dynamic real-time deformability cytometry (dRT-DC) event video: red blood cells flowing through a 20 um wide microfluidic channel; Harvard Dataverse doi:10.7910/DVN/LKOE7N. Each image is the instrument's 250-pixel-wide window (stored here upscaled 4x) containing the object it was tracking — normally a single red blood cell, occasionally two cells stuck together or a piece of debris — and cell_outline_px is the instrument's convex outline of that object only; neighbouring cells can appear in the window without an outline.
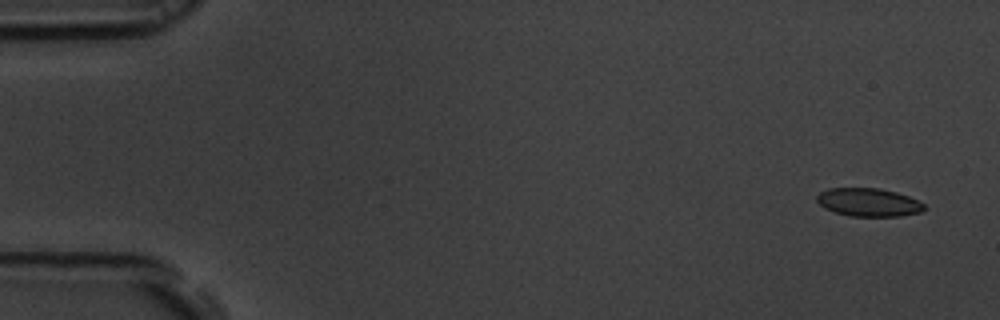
{"species": "common noctule bat (a hibernating species)", "species_latin": "Nyctalus noctula", "temperature_condition": "room temperature", "stored_images_in_passage": 53, "camera_frame_rate_fps": 3000, "um_per_image_px": 0.085, "animal": {"sex": "male", "body_mass_g": 19.5, "forearm_length_mm": 54.6}, "frame": {"image": 1, "passage_image": 1, "time_ms": 0.0, "image_size_px": [1000, 320], "cell_outline_px": [[928, 208], [920, 212], [900, 216], [848, 216], [824, 208], [816, 200], [816, 196], [820, 192], [828, 188], [880, 188], [896, 192], [908, 196], [924, 204]], "centroid_in_image_um": [73.82, 17.19], "position_along_channel_um": 11.2, "area_um2": 17.69}}
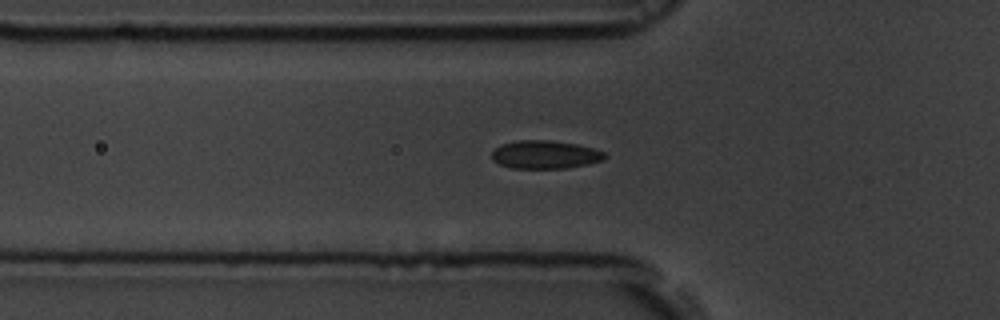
{"frame": {"image": 2, "passage_image": 17, "time_ms": 5.333, "image_size_px": [1000, 320], "cell_outline_px": [[608, 156], [604, 160], [588, 164], [568, 168], [512, 168], [500, 164], [492, 160], [492, 152], [500, 144], [516, 140], [548, 140], [576, 144], [592, 148], [604, 152]], "centroid_in_image_um": [46.33, 13.14], "position_along_channel_um": 79.5, "area_um2": 18.61}}
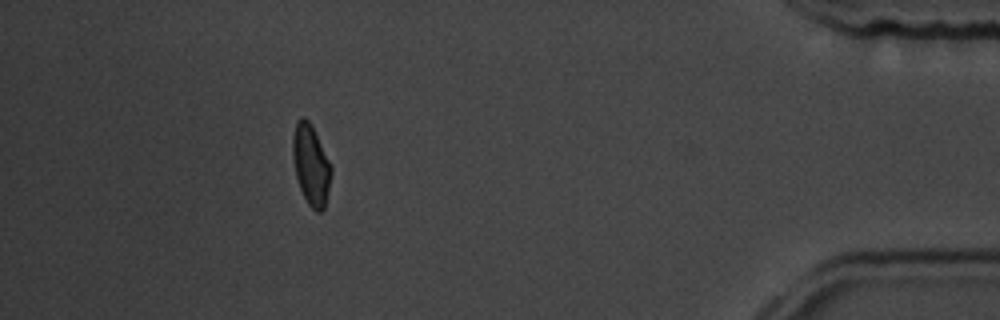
{"frame": {"image": 3, "passage_image": 48, "time_ms": 15.667, "image_size_px": [1000, 320], "cell_outline_px": [[332, 172], [324, 208], [320, 212], [316, 212], [308, 204], [300, 188], [296, 176], [292, 156], [292, 136], [296, 120], [300, 116], [304, 116], [312, 124], [332, 168]], "centroid_in_image_um": [26.41, 13.96], "position_along_channel_um": 408.8, "area_um2": 18.09}, "authors_computed_cell_mechanics": {"area_um2": 18.3804, "velocity_mm_per_s": 3.7075, "shape_relaxation_time_tau1_ms": 3.1396, "shape_relaxation_time_tau2_ms": 0.8415, "deformation_change_tau1": 0.0821, "deformation_change_tau2": 0.0411}}